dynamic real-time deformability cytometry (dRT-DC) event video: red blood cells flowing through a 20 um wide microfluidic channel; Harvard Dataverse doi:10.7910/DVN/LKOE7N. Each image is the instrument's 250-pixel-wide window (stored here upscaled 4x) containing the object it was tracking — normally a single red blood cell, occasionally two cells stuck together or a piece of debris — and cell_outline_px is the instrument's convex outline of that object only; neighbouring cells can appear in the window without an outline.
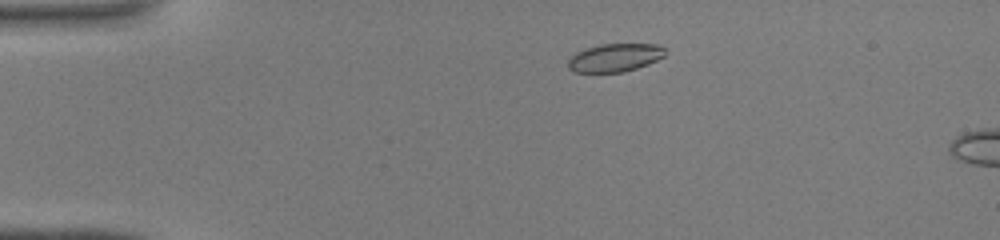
{"species": "common noctule bat (a hibernating species)", "species_latin": "Nyctalus noctula", "temperature_condition": "warm", "stored_images_in_passage": 8, "camera_frame_rate_fps": 3000, "um_per_image_px": 0.085, "animal": {"sex": "male", "body_mass_g": 19.0, "forearm_length_mm": 50.8}, "frame": {"image": 1, "passage_image": 5, "time_ms": 1.333, "image_size_px": [1000, 240], "cell_outline_px": [[664, 56], [648, 64], [624, 72], [572, 72], [568, 68], [568, 60], [576, 52], [600, 44], [660, 44], [664, 48]], "centroid_in_image_um": [52.25, 4.9], "position_along_channel_um": 32.7, "area_um2": 15.84}}